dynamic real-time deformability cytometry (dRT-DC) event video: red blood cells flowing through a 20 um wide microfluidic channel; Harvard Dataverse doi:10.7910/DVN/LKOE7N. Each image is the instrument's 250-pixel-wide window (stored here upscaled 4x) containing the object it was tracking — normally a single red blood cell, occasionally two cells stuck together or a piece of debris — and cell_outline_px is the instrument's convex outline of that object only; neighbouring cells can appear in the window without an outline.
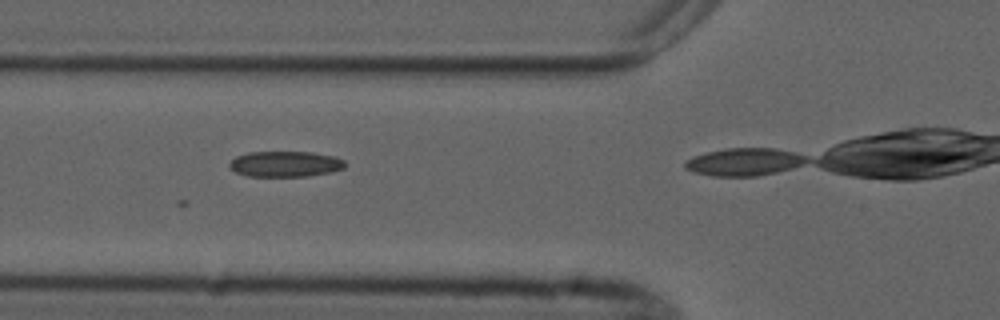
{"species": "common noctule bat (a hibernating species)", "species_latin": "Nyctalus noctula", "temperature_condition": "cold", "stored_images_in_passage": 7, "camera_frame_rate_fps": 3000, "um_per_image_px": 0.085, "animal": {"sex": "male", "forearm_length_mm": 52.5}, "frame": {"image": 1, "passage_image": 3, "time_ms": 3.0, "image_size_px": [1000, 320], "cell_outline_px": [[344, 168], [332, 172], [308, 176], [248, 176], [236, 172], [228, 164], [236, 156], [248, 152], [312, 152], [332, 156], [344, 160]], "centroid_in_image_um": [24.25, 13.94], "position_along_channel_um": 101.6, "area_um2": 17.17}}